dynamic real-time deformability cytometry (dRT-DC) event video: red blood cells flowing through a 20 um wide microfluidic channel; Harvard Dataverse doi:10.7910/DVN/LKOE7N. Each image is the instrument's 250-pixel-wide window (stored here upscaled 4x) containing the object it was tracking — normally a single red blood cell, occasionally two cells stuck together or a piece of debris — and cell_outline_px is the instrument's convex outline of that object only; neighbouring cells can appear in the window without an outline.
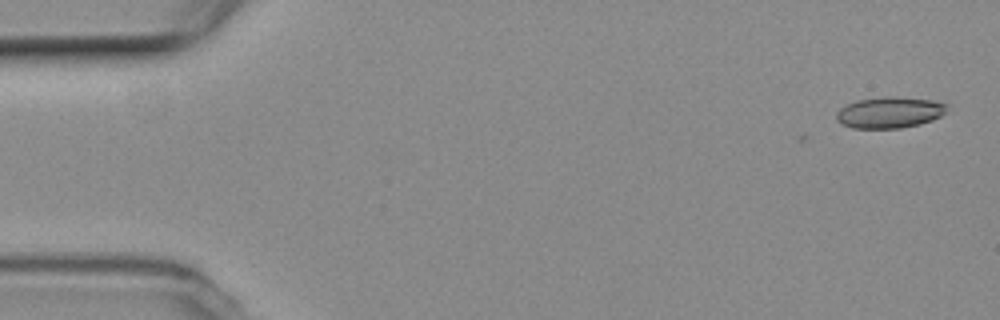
{"species": "common noctule bat (a hibernating species)", "species_latin": "Nyctalus noctula", "temperature_condition": "room temperature", "stored_images_in_passage": 4, "camera_frame_rate_fps": 3000, "um_per_image_px": 0.085, "animal": {"sex": "female", "body_mass_g": 19.3, "forearm_length_mm": 54.1}, "frame": {"image": 1, "passage_image": 4, "time_ms": 1.0, "image_size_px": [1000, 320], "cell_outline_px": [[948, 104], [944, 112], [940, 116], [932, 120], [920, 124], [900, 128], [852, 128], [840, 124], [836, 120], [836, 112], [840, 108], [856, 100], [884, 96], [896, 96], [932, 100]], "centroid_in_image_um": [75.58, 9.55], "position_along_channel_um": 9.4, "area_um2": 20.23}}